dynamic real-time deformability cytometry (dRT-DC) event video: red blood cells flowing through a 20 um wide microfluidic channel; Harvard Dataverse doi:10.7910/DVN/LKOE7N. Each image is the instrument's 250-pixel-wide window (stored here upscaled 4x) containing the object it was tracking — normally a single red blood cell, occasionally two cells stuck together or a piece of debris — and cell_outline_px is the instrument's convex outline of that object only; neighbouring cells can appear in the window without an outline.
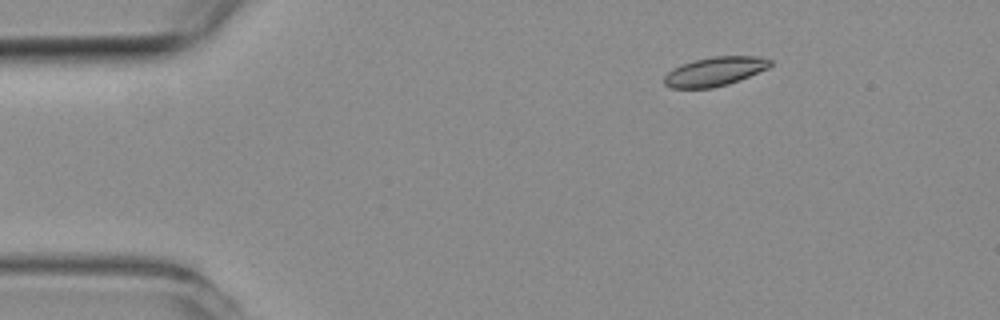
{"species": "common noctule bat (a hibernating species)", "species_latin": "Nyctalus noctula", "temperature_condition": "room temperature", "stored_images_in_passage": 45, "camera_frame_rate_fps": 3000, "um_per_image_px": 0.085, "animal": {"sex": "female", "body_mass_g": 19.3, "forearm_length_mm": 54.1}, "frame": {"image": 1, "passage_image": 1, "time_ms": 0.0, "image_size_px": [1000, 320], "cell_outline_px": [[772, 64], [768, 68], [740, 80], [728, 84], [712, 88], [672, 88], [664, 84], [664, 76], [672, 68], [696, 60], [712, 56], [756, 56], [772, 60]], "centroid_in_image_um": [60.77, 6.08], "position_along_channel_um": 24.2, "area_um2": 17.86}}
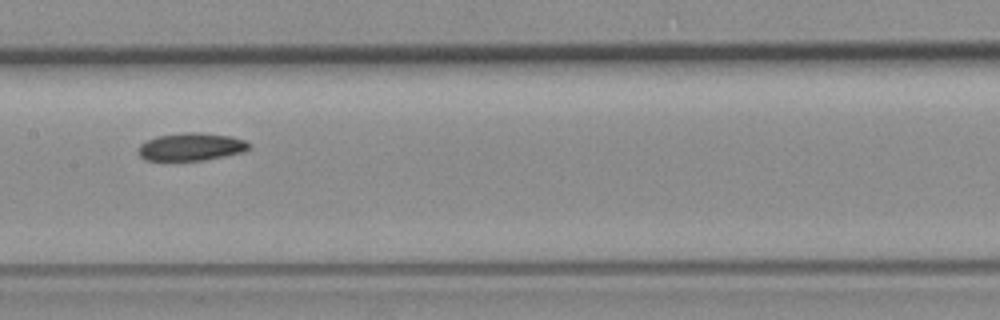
{"frame": {"image": 2, "passage_image": 19, "time_ms": 6.0, "image_size_px": [1000, 320], "cell_outline_px": [[252, 144], [244, 152], [204, 160], [144, 160], [140, 156], [140, 144], [156, 136], [184, 132], [200, 132], [232, 136], [244, 140]], "centroid_in_image_um": [16.28, 12.46], "position_along_channel_um": 191.1, "area_um2": 17.86}}
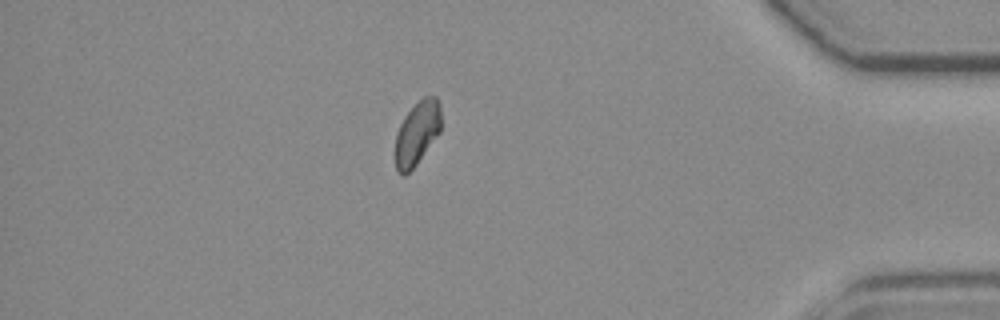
{"frame": {"image": 3, "passage_image": 38, "time_ms": 12.333, "image_size_px": [1000, 320], "cell_outline_px": [[440, 132], [416, 164], [404, 176], [400, 176], [396, 172], [396, 136], [400, 124], [404, 116], [424, 96], [436, 96], [440, 104]], "centroid_in_image_um": [35.45, 11.33], "position_along_channel_um": 399.8, "area_um2": 16.76}}